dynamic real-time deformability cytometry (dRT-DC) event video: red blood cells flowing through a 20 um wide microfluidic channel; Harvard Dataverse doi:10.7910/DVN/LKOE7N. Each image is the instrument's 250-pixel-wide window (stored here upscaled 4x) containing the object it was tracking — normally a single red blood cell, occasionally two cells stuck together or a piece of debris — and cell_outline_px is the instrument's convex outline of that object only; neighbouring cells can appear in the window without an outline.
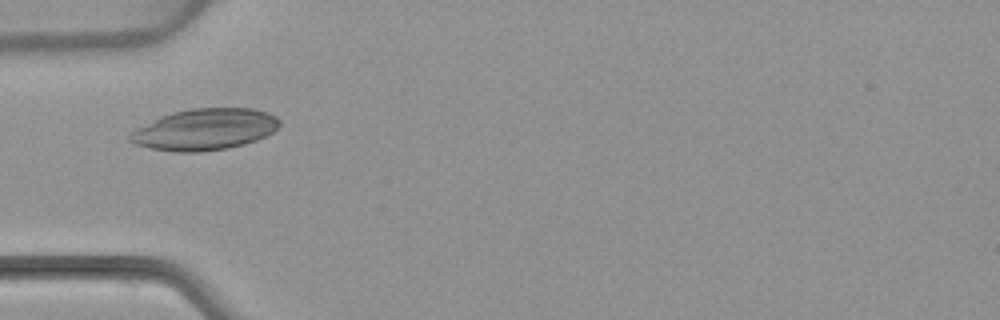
{"species": "common noctule bat (a hibernating species)", "species_latin": "Nyctalus noctula", "temperature_condition": "warm", "stored_images_in_passage": 5, "camera_frame_rate_fps": 3000, "um_per_image_px": 0.085, "animal": {"sex": "female", "body_mass_g": 22.7, "forearm_length_mm": 54.2}, "frame": {"image": 1, "passage_image": 3, "time_ms": 2.667, "image_size_px": [1000, 320], "cell_outline_px": [[280, 124], [272, 132], [256, 140], [244, 144], [228, 148], [200, 152], [172, 152], [152, 148], [136, 144], [128, 140], [128, 136], [136, 128], [160, 116], [172, 112], [192, 108], [252, 108], [268, 112], [276, 116], [280, 120]], "centroid_in_image_um": [17.4, 11.0], "position_along_channel_um": 67.6, "area_um2": 36.07}}
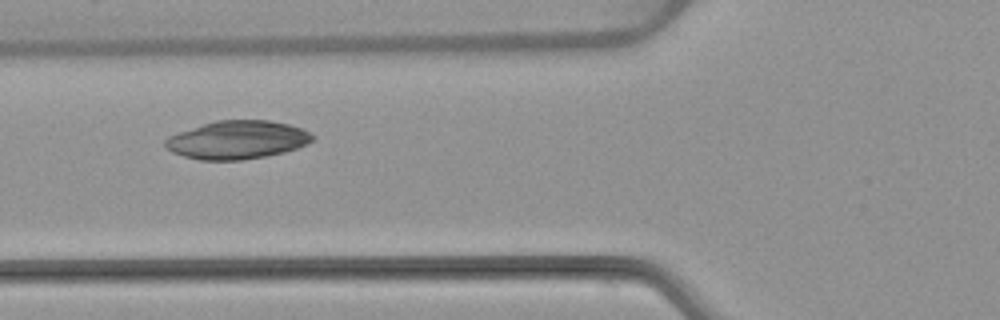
{"frame": {"image": 2, "passage_image": 4, "time_ms": 3.667, "image_size_px": [1000, 320], "cell_outline_px": [[316, 136], [312, 140], [296, 148], [284, 152], [264, 156], [240, 160], [200, 160], [184, 156], [172, 152], [164, 148], [164, 140], [168, 136], [216, 120], [268, 120], [288, 124], [300, 128]], "centroid_in_image_um": [20.13, 11.89], "position_along_channel_um": 105.7, "area_um2": 32.54}}
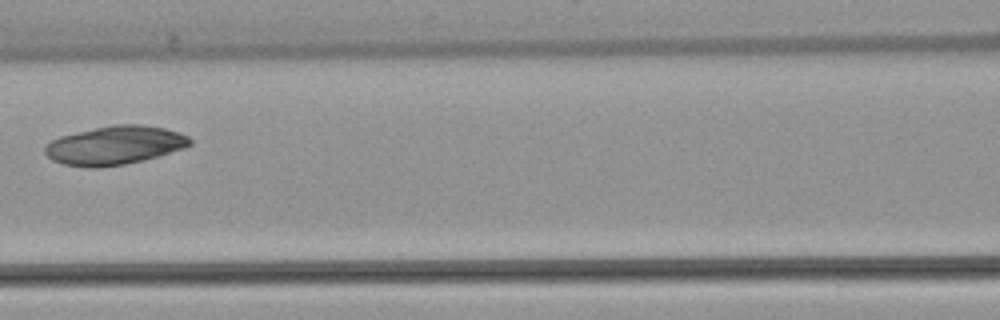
{"frame": {"image": 3, "passage_image": 5, "time_ms": 5.0, "image_size_px": [1000, 320], "cell_outline_px": [[192, 144], [184, 148], [156, 156], [124, 164], [96, 168], [88, 168], [64, 164], [52, 160], [44, 152], [44, 148], [52, 140], [60, 136], [112, 124], [140, 124], [164, 128], [188, 136], [192, 140]], "centroid_in_image_um": [9.74, 12.35], "position_along_channel_um": 156.9, "area_um2": 32.37}}